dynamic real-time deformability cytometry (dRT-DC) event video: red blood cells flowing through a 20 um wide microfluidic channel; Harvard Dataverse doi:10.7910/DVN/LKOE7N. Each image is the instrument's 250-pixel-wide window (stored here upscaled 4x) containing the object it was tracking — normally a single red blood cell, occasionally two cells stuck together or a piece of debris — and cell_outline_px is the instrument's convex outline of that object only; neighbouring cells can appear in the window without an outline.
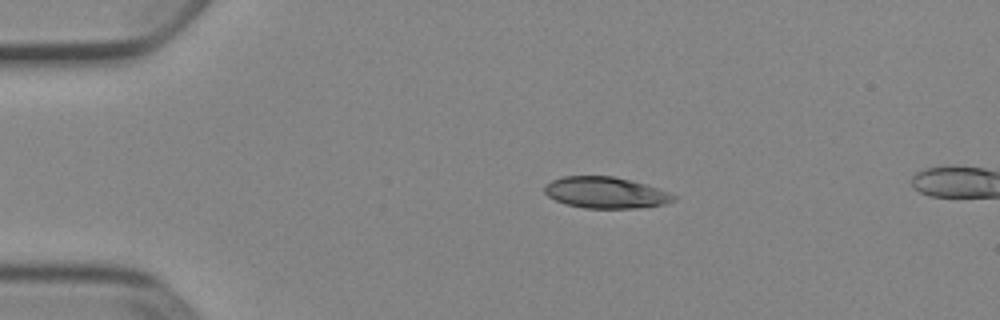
{"species": "Egyptian fruit bat (a non-hibernating species)", "species_latin": "Rousettus aegyptiacus", "temperature_condition": "cold", "stored_images_in_passage": 5, "camera_frame_rate_fps": 3000, "um_per_image_px": 0.085, "animal": {"sex": "female"}, "frame": {"image": 1, "passage_image": 1, "time_ms": 0.0, "image_size_px": [1000, 320], "cell_outline_px": [[676, 200], [664, 204], [640, 208], [584, 208], [564, 204], [548, 196], [544, 192], [544, 188], [552, 180], [564, 176], [612, 176], [632, 180], [668, 192], [676, 196]], "centroid_in_image_um": [51.48, 16.38], "position_along_channel_um": 33.5, "area_um2": 23.47}}